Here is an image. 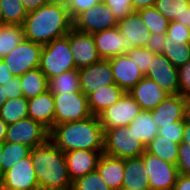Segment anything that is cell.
<instances>
[{"mask_svg": "<svg viewBox=\"0 0 190 190\" xmlns=\"http://www.w3.org/2000/svg\"><path fill=\"white\" fill-rule=\"evenodd\" d=\"M181 143L190 145V122H184V132Z\"/></svg>", "mask_w": 190, "mask_h": 190, "instance_id": "cell-52", "label": "cell"}, {"mask_svg": "<svg viewBox=\"0 0 190 190\" xmlns=\"http://www.w3.org/2000/svg\"><path fill=\"white\" fill-rule=\"evenodd\" d=\"M30 152L31 148L26 145L19 143L3 142V153L1 162L3 167V174L20 160L29 156Z\"/></svg>", "mask_w": 190, "mask_h": 190, "instance_id": "cell-33", "label": "cell"}, {"mask_svg": "<svg viewBox=\"0 0 190 190\" xmlns=\"http://www.w3.org/2000/svg\"><path fill=\"white\" fill-rule=\"evenodd\" d=\"M7 98L4 92V88H2V86H0V108L2 107V105L6 102Z\"/></svg>", "mask_w": 190, "mask_h": 190, "instance_id": "cell-55", "label": "cell"}, {"mask_svg": "<svg viewBox=\"0 0 190 190\" xmlns=\"http://www.w3.org/2000/svg\"><path fill=\"white\" fill-rule=\"evenodd\" d=\"M72 190H112L97 170L89 172L72 182Z\"/></svg>", "mask_w": 190, "mask_h": 190, "instance_id": "cell-37", "label": "cell"}, {"mask_svg": "<svg viewBox=\"0 0 190 190\" xmlns=\"http://www.w3.org/2000/svg\"><path fill=\"white\" fill-rule=\"evenodd\" d=\"M21 3L27 12H31L41 6L47 5L49 2L48 0H21Z\"/></svg>", "mask_w": 190, "mask_h": 190, "instance_id": "cell-47", "label": "cell"}, {"mask_svg": "<svg viewBox=\"0 0 190 190\" xmlns=\"http://www.w3.org/2000/svg\"><path fill=\"white\" fill-rule=\"evenodd\" d=\"M101 0H66V8L69 15L74 20L80 13L95 6Z\"/></svg>", "mask_w": 190, "mask_h": 190, "instance_id": "cell-42", "label": "cell"}, {"mask_svg": "<svg viewBox=\"0 0 190 190\" xmlns=\"http://www.w3.org/2000/svg\"><path fill=\"white\" fill-rule=\"evenodd\" d=\"M13 77L14 76L9 71L5 62L2 59H0V86L7 84L8 81L12 79Z\"/></svg>", "mask_w": 190, "mask_h": 190, "instance_id": "cell-48", "label": "cell"}, {"mask_svg": "<svg viewBox=\"0 0 190 190\" xmlns=\"http://www.w3.org/2000/svg\"><path fill=\"white\" fill-rule=\"evenodd\" d=\"M0 117L8 125L28 117V100L16 97L6 100L0 108Z\"/></svg>", "mask_w": 190, "mask_h": 190, "instance_id": "cell-31", "label": "cell"}, {"mask_svg": "<svg viewBox=\"0 0 190 190\" xmlns=\"http://www.w3.org/2000/svg\"><path fill=\"white\" fill-rule=\"evenodd\" d=\"M124 93L125 91L117 84H110L91 93L87 98L92 115L98 116L106 108L116 103Z\"/></svg>", "mask_w": 190, "mask_h": 190, "instance_id": "cell-25", "label": "cell"}, {"mask_svg": "<svg viewBox=\"0 0 190 190\" xmlns=\"http://www.w3.org/2000/svg\"><path fill=\"white\" fill-rule=\"evenodd\" d=\"M134 140L145 146L158 134V127L152 119L151 111L142 110L128 125Z\"/></svg>", "mask_w": 190, "mask_h": 190, "instance_id": "cell-26", "label": "cell"}, {"mask_svg": "<svg viewBox=\"0 0 190 190\" xmlns=\"http://www.w3.org/2000/svg\"><path fill=\"white\" fill-rule=\"evenodd\" d=\"M157 0H132L133 10L138 11L155 5Z\"/></svg>", "mask_w": 190, "mask_h": 190, "instance_id": "cell-50", "label": "cell"}, {"mask_svg": "<svg viewBox=\"0 0 190 190\" xmlns=\"http://www.w3.org/2000/svg\"><path fill=\"white\" fill-rule=\"evenodd\" d=\"M8 124H6L0 117V142H4L6 137Z\"/></svg>", "mask_w": 190, "mask_h": 190, "instance_id": "cell-54", "label": "cell"}, {"mask_svg": "<svg viewBox=\"0 0 190 190\" xmlns=\"http://www.w3.org/2000/svg\"><path fill=\"white\" fill-rule=\"evenodd\" d=\"M117 24L118 20L102 0L80 13L73 20V28L76 31L91 35L117 27Z\"/></svg>", "mask_w": 190, "mask_h": 190, "instance_id": "cell-7", "label": "cell"}, {"mask_svg": "<svg viewBox=\"0 0 190 190\" xmlns=\"http://www.w3.org/2000/svg\"><path fill=\"white\" fill-rule=\"evenodd\" d=\"M96 170L112 190L122 189L124 159L102 153Z\"/></svg>", "mask_w": 190, "mask_h": 190, "instance_id": "cell-24", "label": "cell"}, {"mask_svg": "<svg viewBox=\"0 0 190 190\" xmlns=\"http://www.w3.org/2000/svg\"><path fill=\"white\" fill-rule=\"evenodd\" d=\"M19 78L22 95L27 100L48 90V78L39 68L29 70L25 74L19 76Z\"/></svg>", "mask_w": 190, "mask_h": 190, "instance_id": "cell-27", "label": "cell"}, {"mask_svg": "<svg viewBox=\"0 0 190 190\" xmlns=\"http://www.w3.org/2000/svg\"><path fill=\"white\" fill-rule=\"evenodd\" d=\"M2 6L3 25H23L28 12L21 0H0Z\"/></svg>", "mask_w": 190, "mask_h": 190, "instance_id": "cell-34", "label": "cell"}, {"mask_svg": "<svg viewBox=\"0 0 190 190\" xmlns=\"http://www.w3.org/2000/svg\"><path fill=\"white\" fill-rule=\"evenodd\" d=\"M2 190H40L30 155L4 172Z\"/></svg>", "mask_w": 190, "mask_h": 190, "instance_id": "cell-12", "label": "cell"}, {"mask_svg": "<svg viewBox=\"0 0 190 190\" xmlns=\"http://www.w3.org/2000/svg\"><path fill=\"white\" fill-rule=\"evenodd\" d=\"M142 110L155 109L168 95L153 80L143 77L130 91Z\"/></svg>", "mask_w": 190, "mask_h": 190, "instance_id": "cell-20", "label": "cell"}, {"mask_svg": "<svg viewBox=\"0 0 190 190\" xmlns=\"http://www.w3.org/2000/svg\"><path fill=\"white\" fill-rule=\"evenodd\" d=\"M38 68L48 79L76 69L69 44V33L43 45Z\"/></svg>", "mask_w": 190, "mask_h": 190, "instance_id": "cell-4", "label": "cell"}, {"mask_svg": "<svg viewBox=\"0 0 190 190\" xmlns=\"http://www.w3.org/2000/svg\"><path fill=\"white\" fill-rule=\"evenodd\" d=\"M49 3H66V0H48Z\"/></svg>", "mask_w": 190, "mask_h": 190, "instance_id": "cell-57", "label": "cell"}, {"mask_svg": "<svg viewBox=\"0 0 190 190\" xmlns=\"http://www.w3.org/2000/svg\"><path fill=\"white\" fill-rule=\"evenodd\" d=\"M55 103L54 125L74 122L92 116L88 98L81 91L53 94Z\"/></svg>", "mask_w": 190, "mask_h": 190, "instance_id": "cell-6", "label": "cell"}, {"mask_svg": "<svg viewBox=\"0 0 190 190\" xmlns=\"http://www.w3.org/2000/svg\"><path fill=\"white\" fill-rule=\"evenodd\" d=\"M138 12L151 34H166L170 20L157 11L154 6L138 10Z\"/></svg>", "mask_w": 190, "mask_h": 190, "instance_id": "cell-32", "label": "cell"}, {"mask_svg": "<svg viewBox=\"0 0 190 190\" xmlns=\"http://www.w3.org/2000/svg\"><path fill=\"white\" fill-rule=\"evenodd\" d=\"M165 40L166 34L152 33L145 47L151 52H154L155 54H163Z\"/></svg>", "mask_w": 190, "mask_h": 190, "instance_id": "cell-45", "label": "cell"}, {"mask_svg": "<svg viewBox=\"0 0 190 190\" xmlns=\"http://www.w3.org/2000/svg\"><path fill=\"white\" fill-rule=\"evenodd\" d=\"M141 111V107L130 93L125 92L116 103L102 111L98 118L103 130H108L128 126Z\"/></svg>", "mask_w": 190, "mask_h": 190, "instance_id": "cell-11", "label": "cell"}, {"mask_svg": "<svg viewBox=\"0 0 190 190\" xmlns=\"http://www.w3.org/2000/svg\"><path fill=\"white\" fill-rule=\"evenodd\" d=\"M184 132V120L175 121L170 125H162V127L158 128V134L160 136H164L174 143L180 144L182 141Z\"/></svg>", "mask_w": 190, "mask_h": 190, "instance_id": "cell-40", "label": "cell"}, {"mask_svg": "<svg viewBox=\"0 0 190 190\" xmlns=\"http://www.w3.org/2000/svg\"><path fill=\"white\" fill-rule=\"evenodd\" d=\"M49 133L45 126L27 117L8 125L4 142L19 143L32 149L45 143Z\"/></svg>", "mask_w": 190, "mask_h": 190, "instance_id": "cell-10", "label": "cell"}, {"mask_svg": "<svg viewBox=\"0 0 190 190\" xmlns=\"http://www.w3.org/2000/svg\"><path fill=\"white\" fill-rule=\"evenodd\" d=\"M122 189L150 190L149 177L141 156L124 159V178Z\"/></svg>", "mask_w": 190, "mask_h": 190, "instance_id": "cell-23", "label": "cell"}, {"mask_svg": "<svg viewBox=\"0 0 190 190\" xmlns=\"http://www.w3.org/2000/svg\"><path fill=\"white\" fill-rule=\"evenodd\" d=\"M164 43L163 55L177 69L190 60V44H177L175 41H165Z\"/></svg>", "mask_w": 190, "mask_h": 190, "instance_id": "cell-35", "label": "cell"}, {"mask_svg": "<svg viewBox=\"0 0 190 190\" xmlns=\"http://www.w3.org/2000/svg\"><path fill=\"white\" fill-rule=\"evenodd\" d=\"M55 103L50 90L28 99V117L45 126L49 131L54 126Z\"/></svg>", "mask_w": 190, "mask_h": 190, "instance_id": "cell-21", "label": "cell"}, {"mask_svg": "<svg viewBox=\"0 0 190 190\" xmlns=\"http://www.w3.org/2000/svg\"><path fill=\"white\" fill-rule=\"evenodd\" d=\"M2 153H3V142H0V178L3 176V167H2Z\"/></svg>", "mask_w": 190, "mask_h": 190, "instance_id": "cell-56", "label": "cell"}, {"mask_svg": "<svg viewBox=\"0 0 190 190\" xmlns=\"http://www.w3.org/2000/svg\"><path fill=\"white\" fill-rule=\"evenodd\" d=\"M126 54L136 63V65H138L139 70L143 74L148 71L150 63L155 55L154 52H151L146 47H133L131 50L127 51Z\"/></svg>", "mask_w": 190, "mask_h": 190, "instance_id": "cell-38", "label": "cell"}, {"mask_svg": "<svg viewBox=\"0 0 190 190\" xmlns=\"http://www.w3.org/2000/svg\"><path fill=\"white\" fill-rule=\"evenodd\" d=\"M43 45L30 40H23L2 60L13 76H21L29 70L39 67Z\"/></svg>", "mask_w": 190, "mask_h": 190, "instance_id": "cell-8", "label": "cell"}, {"mask_svg": "<svg viewBox=\"0 0 190 190\" xmlns=\"http://www.w3.org/2000/svg\"><path fill=\"white\" fill-rule=\"evenodd\" d=\"M150 111L158 128L184 120V97L180 94L167 95L155 109Z\"/></svg>", "mask_w": 190, "mask_h": 190, "instance_id": "cell-19", "label": "cell"}, {"mask_svg": "<svg viewBox=\"0 0 190 190\" xmlns=\"http://www.w3.org/2000/svg\"><path fill=\"white\" fill-rule=\"evenodd\" d=\"M179 144L170 141L164 136L156 135L146 146V151L151 153L161 160L177 164Z\"/></svg>", "mask_w": 190, "mask_h": 190, "instance_id": "cell-28", "label": "cell"}, {"mask_svg": "<svg viewBox=\"0 0 190 190\" xmlns=\"http://www.w3.org/2000/svg\"><path fill=\"white\" fill-rule=\"evenodd\" d=\"M2 88H4L7 100L23 96L20 78L17 76H14L12 79H10L7 84L2 86Z\"/></svg>", "mask_w": 190, "mask_h": 190, "instance_id": "cell-46", "label": "cell"}, {"mask_svg": "<svg viewBox=\"0 0 190 190\" xmlns=\"http://www.w3.org/2000/svg\"><path fill=\"white\" fill-rule=\"evenodd\" d=\"M93 38L102 59L126 54V42L118 27L94 33Z\"/></svg>", "mask_w": 190, "mask_h": 190, "instance_id": "cell-22", "label": "cell"}, {"mask_svg": "<svg viewBox=\"0 0 190 190\" xmlns=\"http://www.w3.org/2000/svg\"><path fill=\"white\" fill-rule=\"evenodd\" d=\"M30 157L40 190H72L65 153L50 139L32 148Z\"/></svg>", "mask_w": 190, "mask_h": 190, "instance_id": "cell-3", "label": "cell"}, {"mask_svg": "<svg viewBox=\"0 0 190 190\" xmlns=\"http://www.w3.org/2000/svg\"><path fill=\"white\" fill-rule=\"evenodd\" d=\"M177 21L190 29V4L185 8L180 18H175Z\"/></svg>", "mask_w": 190, "mask_h": 190, "instance_id": "cell-51", "label": "cell"}, {"mask_svg": "<svg viewBox=\"0 0 190 190\" xmlns=\"http://www.w3.org/2000/svg\"><path fill=\"white\" fill-rule=\"evenodd\" d=\"M104 152L78 149L65 153L67 169L71 181L97 169L100 156Z\"/></svg>", "mask_w": 190, "mask_h": 190, "instance_id": "cell-18", "label": "cell"}, {"mask_svg": "<svg viewBox=\"0 0 190 190\" xmlns=\"http://www.w3.org/2000/svg\"><path fill=\"white\" fill-rule=\"evenodd\" d=\"M117 27L126 42V52L133 47H145L151 35L138 11H133L125 18L118 20Z\"/></svg>", "mask_w": 190, "mask_h": 190, "instance_id": "cell-17", "label": "cell"}, {"mask_svg": "<svg viewBox=\"0 0 190 190\" xmlns=\"http://www.w3.org/2000/svg\"><path fill=\"white\" fill-rule=\"evenodd\" d=\"M133 137L128 126L104 130V153L122 159L141 156L146 146Z\"/></svg>", "mask_w": 190, "mask_h": 190, "instance_id": "cell-5", "label": "cell"}, {"mask_svg": "<svg viewBox=\"0 0 190 190\" xmlns=\"http://www.w3.org/2000/svg\"><path fill=\"white\" fill-rule=\"evenodd\" d=\"M184 122H190V96L184 98Z\"/></svg>", "mask_w": 190, "mask_h": 190, "instance_id": "cell-53", "label": "cell"}, {"mask_svg": "<svg viewBox=\"0 0 190 190\" xmlns=\"http://www.w3.org/2000/svg\"><path fill=\"white\" fill-rule=\"evenodd\" d=\"M112 11L117 20L133 12L132 0H102Z\"/></svg>", "mask_w": 190, "mask_h": 190, "instance_id": "cell-41", "label": "cell"}, {"mask_svg": "<svg viewBox=\"0 0 190 190\" xmlns=\"http://www.w3.org/2000/svg\"><path fill=\"white\" fill-rule=\"evenodd\" d=\"M78 71L80 90L87 97L102 87L115 84L109 59H101L90 66L78 69Z\"/></svg>", "mask_w": 190, "mask_h": 190, "instance_id": "cell-14", "label": "cell"}, {"mask_svg": "<svg viewBox=\"0 0 190 190\" xmlns=\"http://www.w3.org/2000/svg\"><path fill=\"white\" fill-rule=\"evenodd\" d=\"M69 44L76 69L90 66L102 58L100 57L93 35L76 31H69Z\"/></svg>", "mask_w": 190, "mask_h": 190, "instance_id": "cell-15", "label": "cell"}, {"mask_svg": "<svg viewBox=\"0 0 190 190\" xmlns=\"http://www.w3.org/2000/svg\"><path fill=\"white\" fill-rule=\"evenodd\" d=\"M109 62L115 84L125 92H129L145 76L127 54L109 58Z\"/></svg>", "mask_w": 190, "mask_h": 190, "instance_id": "cell-16", "label": "cell"}, {"mask_svg": "<svg viewBox=\"0 0 190 190\" xmlns=\"http://www.w3.org/2000/svg\"><path fill=\"white\" fill-rule=\"evenodd\" d=\"M141 158L149 177L150 190H173L179 175L177 166L147 151L141 155Z\"/></svg>", "mask_w": 190, "mask_h": 190, "instance_id": "cell-9", "label": "cell"}, {"mask_svg": "<svg viewBox=\"0 0 190 190\" xmlns=\"http://www.w3.org/2000/svg\"><path fill=\"white\" fill-rule=\"evenodd\" d=\"M48 90L53 94L80 92L78 69L63 72L61 75L48 79Z\"/></svg>", "mask_w": 190, "mask_h": 190, "instance_id": "cell-29", "label": "cell"}, {"mask_svg": "<svg viewBox=\"0 0 190 190\" xmlns=\"http://www.w3.org/2000/svg\"><path fill=\"white\" fill-rule=\"evenodd\" d=\"M0 25H3V15H2L1 1H0Z\"/></svg>", "mask_w": 190, "mask_h": 190, "instance_id": "cell-58", "label": "cell"}, {"mask_svg": "<svg viewBox=\"0 0 190 190\" xmlns=\"http://www.w3.org/2000/svg\"><path fill=\"white\" fill-rule=\"evenodd\" d=\"M179 94L186 98L190 96V60L178 68Z\"/></svg>", "mask_w": 190, "mask_h": 190, "instance_id": "cell-44", "label": "cell"}, {"mask_svg": "<svg viewBox=\"0 0 190 190\" xmlns=\"http://www.w3.org/2000/svg\"><path fill=\"white\" fill-rule=\"evenodd\" d=\"M22 26L25 39L46 45L67 35L73 28V20L64 3H48L28 12Z\"/></svg>", "mask_w": 190, "mask_h": 190, "instance_id": "cell-1", "label": "cell"}, {"mask_svg": "<svg viewBox=\"0 0 190 190\" xmlns=\"http://www.w3.org/2000/svg\"><path fill=\"white\" fill-rule=\"evenodd\" d=\"M0 190H2V182H1V178H0Z\"/></svg>", "mask_w": 190, "mask_h": 190, "instance_id": "cell-59", "label": "cell"}, {"mask_svg": "<svg viewBox=\"0 0 190 190\" xmlns=\"http://www.w3.org/2000/svg\"><path fill=\"white\" fill-rule=\"evenodd\" d=\"M176 166L179 174L190 175V145L185 143L179 144Z\"/></svg>", "mask_w": 190, "mask_h": 190, "instance_id": "cell-43", "label": "cell"}, {"mask_svg": "<svg viewBox=\"0 0 190 190\" xmlns=\"http://www.w3.org/2000/svg\"><path fill=\"white\" fill-rule=\"evenodd\" d=\"M49 139L62 152L84 149L104 152V130L98 116L54 125Z\"/></svg>", "mask_w": 190, "mask_h": 190, "instance_id": "cell-2", "label": "cell"}, {"mask_svg": "<svg viewBox=\"0 0 190 190\" xmlns=\"http://www.w3.org/2000/svg\"><path fill=\"white\" fill-rule=\"evenodd\" d=\"M23 40H25L23 26L0 25V59L8 55Z\"/></svg>", "mask_w": 190, "mask_h": 190, "instance_id": "cell-30", "label": "cell"}, {"mask_svg": "<svg viewBox=\"0 0 190 190\" xmlns=\"http://www.w3.org/2000/svg\"><path fill=\"white\" fill-rule=\"evenodd\" d=\"M190 0H157L154 7L170 21L180 18Z\"/></svg>", "mask_w": 190, "mask_h": 190, "instance_id": "cell-36", "label": "cell"}, {"mask_svg": "<svg viewBox=\"0 0 190 190\" xmlns=\"http://www.w3.org/2000/svg\"><path fill=\"white\" fill-rule=\"evenodd\" d=\"M144 75L153 80L166 94H179L178 69L163 54L154 55Z\"/></svg>", "mask_w": 190, "mask_h": 190, "instance_id": "cell-13", "label": "cell"}, {"mask_svg": "<svg viewBox=\"0 0 190 190\" xmlns=\"http://www.w3.org/2000/svg\"><path fill=\"white\" fill-rule=\"evenodd\" d=\"M165 41L190 44V29L177 21H170Z\"/></svg>", "mask_w": 190, "mask_h": 190, "instance_id": "cell-39", "label": "cell"}, {"mask_svg": "<svg viewBox=\"0 0 190 190\" xmlns=\"http://www.w3.org/2000/svg\"><path fill=\"white\" fill-rule=\"evenodd\" d=\"M173 190H190V175L179 174Z\"/></svg>", "mask_w": 190, "mask_h": 190, "instance_id": "cell-49", "label": "cell"}]
</instances>
